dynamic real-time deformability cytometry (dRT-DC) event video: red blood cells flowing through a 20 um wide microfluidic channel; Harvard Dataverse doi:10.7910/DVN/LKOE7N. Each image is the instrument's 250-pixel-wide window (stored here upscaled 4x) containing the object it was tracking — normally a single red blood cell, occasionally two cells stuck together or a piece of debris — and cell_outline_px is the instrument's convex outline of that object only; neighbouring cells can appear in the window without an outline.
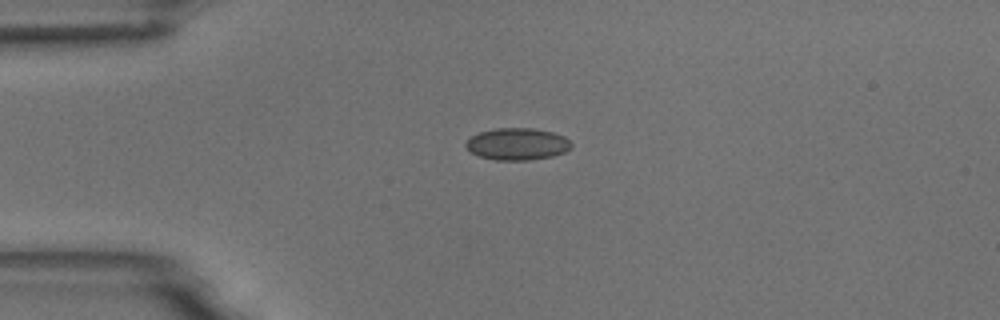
{"species": "common noctule bat (a hibernating species)", "species_latin": "Nyctalus noctula", "temperature_condition": "room temperature", "stored_images_in_passage": 42, "camera_frame_rate_fps": 3000, "um_per_image_px": 0.085, "animal": {"sex": "male", "body_mass_g": 18.8}, "frame": {"image": 1, "passage_image": 1, "time_ms": 0.0, "image_size_px": [1000, 320], "cell_outline_px": [[572, 148], [564, 152], [552, 156], [528, 160], [496, 160], [480, 156], [472, 152], [464, 144], [472, 136], [480, 132], [496, 128], [532, 128], [552, 132], [564, 136], [572, 144]], "centroid_in_image_um": [43.99, 12.24], "position_along_channel_um": 41.0, "area_um2": 19.48}}
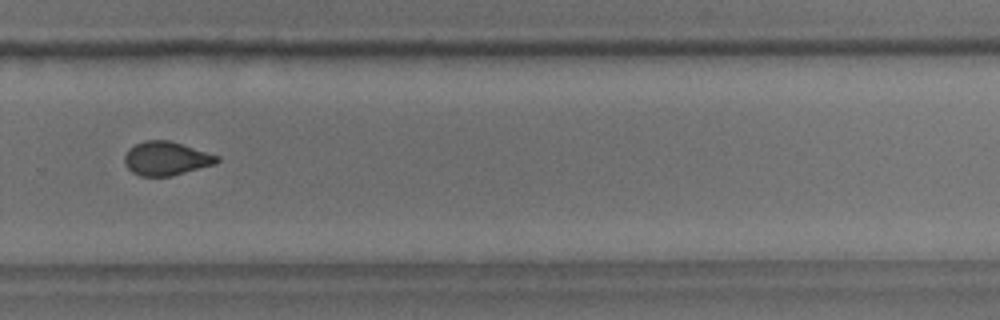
{"frame": {"image": 2, "passage_image": 25, "time_ms": 8.0, "image_size_px": [1000, 320], "cell_outline_px": [[220, 160], [216, 164], [172, 176], [140, 176], [132, 172], [124, 164], [124, 156], [128, 148], [144, 140], [168, 140], [220, 156]], "centroid_in_image_um": [14.12, 13.48], "position_along_channel_um": 315.7, "area_um2": 18.26}}
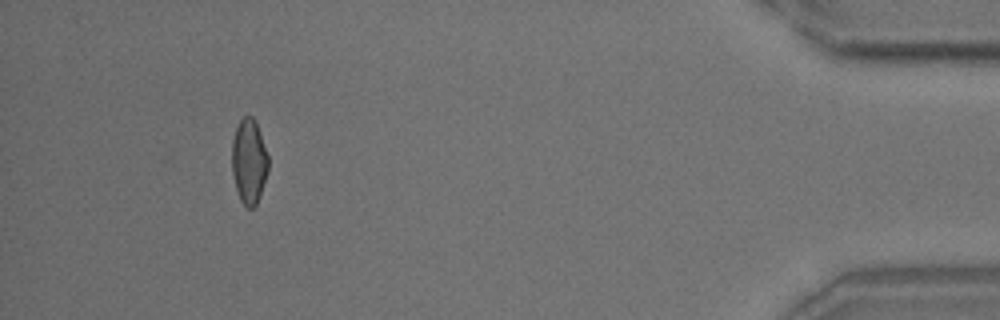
{"frame": {"image": 3, "passage_image": 38, "time_ms": 12.333, "image_size_px": [1000, 320], "cell_outline_px": [[268, 172], [256, 204], [252, 208], [248, 208], [240, 200], [236, 188], [232, 172], [232, 140], [236, 128], [240, 120], [244, 116], [252, 116], [256, 120], [268, 156]], "centroid_in_image_um": [21.16, 13.69], "position_along_channel_um": 414.0, "area_um2": 17.92}, "authors_computed_cell_mechanics": {"area_um2": 18.4093, "velocity_mm_per_s": 3.7337, "shape_relaxation_time_tau1_ms": null, "shape_relaxation_time_tau2_ms": 1.448, "deformation_change_tau1": null, "deformation_change_tau2": 0.0616}}